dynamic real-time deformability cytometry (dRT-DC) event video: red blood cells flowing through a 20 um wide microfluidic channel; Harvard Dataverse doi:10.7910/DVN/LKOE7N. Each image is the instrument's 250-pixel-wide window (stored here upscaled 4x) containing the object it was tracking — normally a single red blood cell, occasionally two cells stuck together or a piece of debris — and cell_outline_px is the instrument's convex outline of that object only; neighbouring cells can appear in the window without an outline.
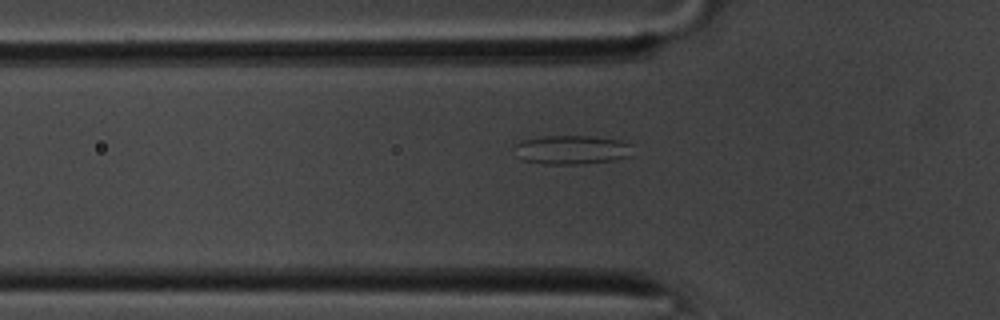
{"species": "common noctule bat (a hibernating species)", "species_latin": "Nyctalus noctula", "temperature_condition": "room temperature", "stored_images_in_passage": 49, "camera_frame_rate_fps": 3000, "um_per_image_px": 0.085, "animal": {"sex": "male", "body_mass_g": 20.1, "forearm_length_mm": 53.5}, "frame": {"image": 1, "passage_image": 18, "time_ms": 5.667, "image_size_px": [1000, 320], "cell_outline_px": [[632, 156], [612, 160], [584, 164], [544, 164], [520, 160], [516, 156], [512, 148], [520, 140], [544, 136], [596, 136], [620, 140], [632, 144]], "centroid_in_image_um": [48.57, 12.73], "position_along_channel_um": 77.2, "area_um2": 20.46}}
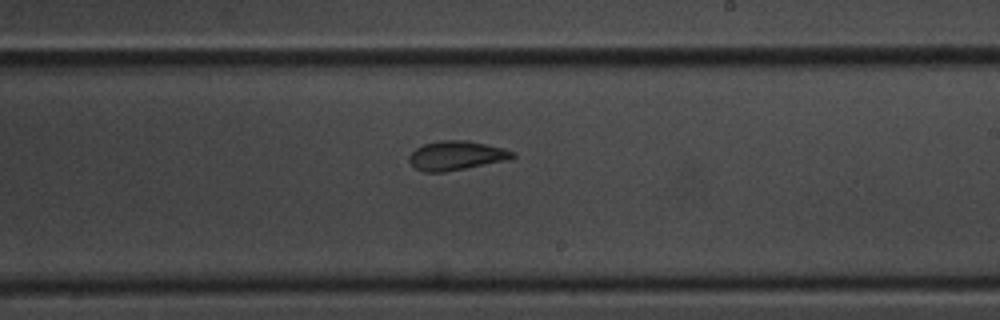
{"frame": {"image": 2, "passage_image": 32, "time_ms": 10.333, "image_size_px": [1000, 320], "cell_outline_px": [[516, 156], [508, 160], [444, 172], [424, 172], [416, 168], [408, 160], [408, 156], [416, 148], [424, 144], [440, 140], [464, 140], [504, 148], [512, 152]], "centroid_in_image_um": [38.76, 13.22], "position_along_channel_um": 250.2, "area_um2": 17.4}}
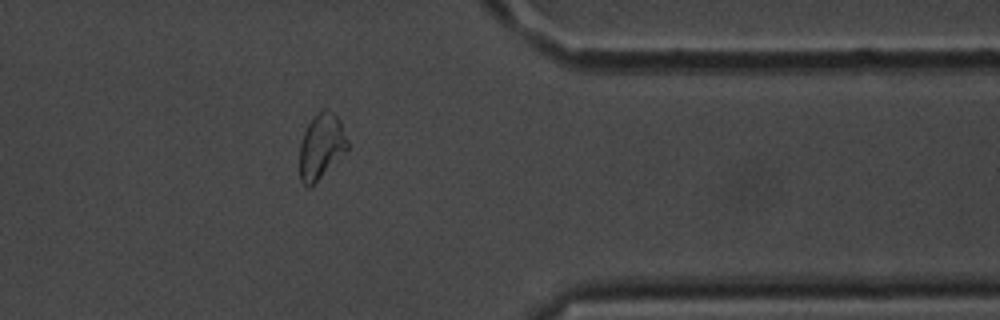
{"frame": {"image": 3, "passage_image": 44, "time_ms": 14.333, "image_size_px": [1000, 320], "cell_outline_px": [[348, 148], [308, 188], [300, 180], [300, 144], [304, 132], [308, 124], [316, 112], [320, 108], [324, 108], [332, 112], [340, 120], [348, 140]], "centroid_in_image_um": [27.29, 12.37], "position_along_channel_um": 384.1, "area_um2": 17.8}}